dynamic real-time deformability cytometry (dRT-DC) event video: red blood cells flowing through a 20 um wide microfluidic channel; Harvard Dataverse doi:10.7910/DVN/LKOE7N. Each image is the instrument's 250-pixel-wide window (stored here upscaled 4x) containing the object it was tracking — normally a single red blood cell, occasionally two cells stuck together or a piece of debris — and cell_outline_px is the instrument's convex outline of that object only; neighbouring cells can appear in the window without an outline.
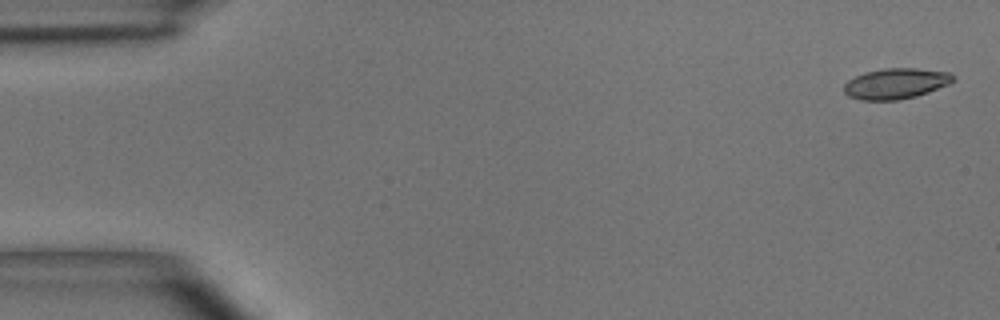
{"species": "common noctule bat (a hibernating species)", "species_latin": "Nyctalus noctula", "temperature_condition": "room temperature", "stored_images_in_passage": 8, "camera_frame_rate_fps": 3000, "um_per_image_px": 0.085, "animal": {"sex": "male", "body_mass_g": 15.6}, "frame": {"image": 1, "passage_image": 1, "time_ms": 0.0, "image_size_px": [1000, 320], "cell_outline_px": [[952, 80], [948, 84], [928, 92], [916, 96], [896, 100], [860, 100], [848, 96], [844, 92], [844, 84], [848, 80], [864, 72], [884, 68], [916, 68], [948, 72], [952, 76]], "centroid_in_image_um": [76.09, 7.1], "position_along_channel_um": 8.9, "area_um2": 19.31}}
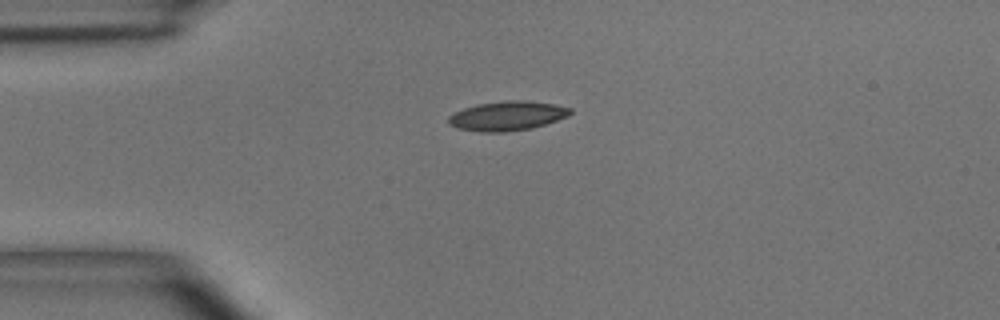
{"frame": {"image": 2, "passage_image": 4, "time_ms": 3.667, "image_size_px": [1000, 320], "cell_outline_px": [[572, 112], [568, 116], [532, 128], [504, 132], [480, 132], [456, 128], [448, 124], [448, 116], [464, 108], [480, 104], [508, 100], [524, 100], [552, 104], [572, 108]], "centroid_in_image_um": [43.1, 9.86], "position_along_channel_um": 41.9, "area_um2": 20.69}}
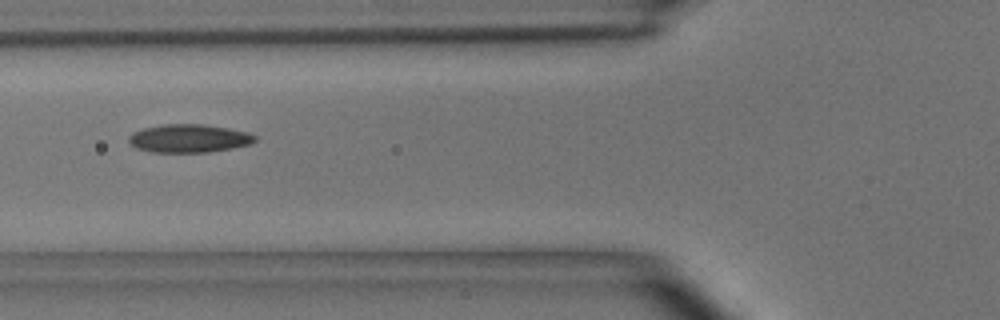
{"frame": {"image": 3, "passage_image": 6, "time_ms": 6.0, "image_size_px": [1000, 320], "cell_outline_px": [[256, 140], [248, 144], [232, 148], [208, 152], [152, 152], [136, 148], [128, 140], [128, 136], [132, 132], [144, 128], [164, 124], [200, 124], [228, 128], [248, 132], [256, 136]], "centroid_in_image_um": [16.04, 11.76], "position_along_channel_um": 109.8, "area_um2": 20.63}}